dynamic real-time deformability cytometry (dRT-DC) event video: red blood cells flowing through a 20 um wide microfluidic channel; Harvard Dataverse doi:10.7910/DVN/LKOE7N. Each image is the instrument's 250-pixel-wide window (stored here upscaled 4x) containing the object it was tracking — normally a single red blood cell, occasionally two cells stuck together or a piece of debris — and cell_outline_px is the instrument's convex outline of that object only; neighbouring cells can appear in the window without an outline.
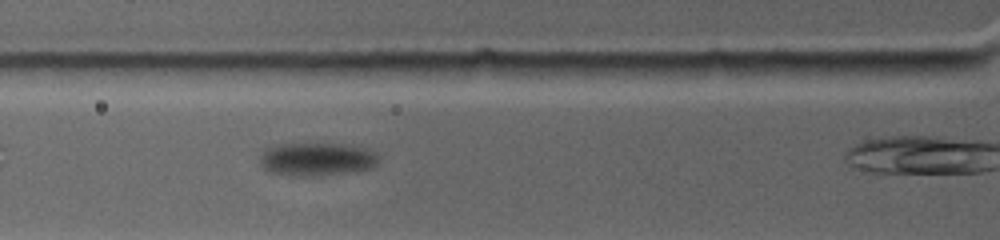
{"species": "common noctule bat (a hibernating species)", "species_latin": "Nyctalus noctula", "temperature_condition": "warm", "stored_images_in_passage": 13, "camera_frame_rate_fps": 4500, "um_per_image_px": 0.085, "animal": {"sex": "female", "body_mass_g": 19.0, "forearm_length_mm": 53.3}, "frame": {"image": 1, "passage_image": 10, "time_ms": 3.556, "image_size_px": [1000, 240], "cell_outline_px": [[376, 164], [372, 168], [356, 172], [312, 176], [296, 176], [272, 172], [264, 164], [264, 160], [272, 152], [280, 148], [304, 144], [320, 144], [352, 148], [364, 152], [372, 156], [376, 160]], "centroid_in_image_um": [27.04, 13.63], "position_along_channel_um": 98.8, "area_um2": 20.11}}